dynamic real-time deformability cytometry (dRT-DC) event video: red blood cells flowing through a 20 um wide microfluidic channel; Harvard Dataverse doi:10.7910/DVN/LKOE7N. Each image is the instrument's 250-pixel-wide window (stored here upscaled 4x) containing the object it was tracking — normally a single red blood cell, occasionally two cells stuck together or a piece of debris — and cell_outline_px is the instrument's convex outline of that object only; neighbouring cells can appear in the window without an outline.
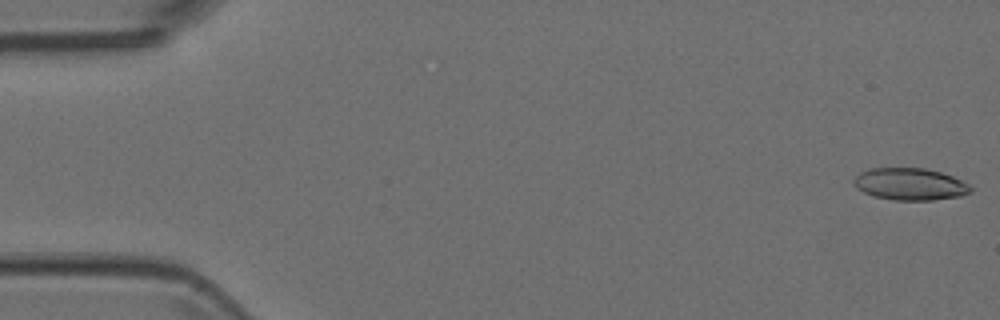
{"species": "Egyptian fruit bat (a non-hibernating species)", "species_latin": "Rousettus aegyptiacus", "temperature_condition": "room temperature", "stored_images_in_passage": 5, "camera_frame_rate_fps": 3000, "um_per_image_px": 0.085, "animal": {"sex": "female"}, "frame": {"image": 1, "passage_image": 1, "time_ms": 0.0, "image_size_px": [1000, 320], "cell_outline_px": [[972, 192], [960, 196], [932, 200], [892, 200], [872, 196], [856, 188], [852, 184], [852, 180], [860, 172], [868, 168], [924, 168], [940, 172], [952, 176], [968, 184], [972, 188]], "centroid_in_image_um": [77.31, 15.65], "position_along_channel_um": 7.7, "area_um2": 21.96}}
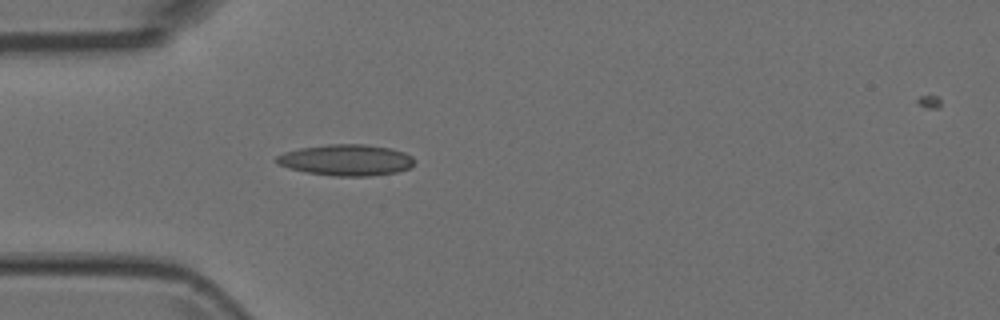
{"frame": {"image": 2, "passage_image": 5, "time_ms": 1.333, "image_size_px": [1000, 320], "cell_outline_px": [[416, 160], [408, 168], [396, 172], [368, 176], [336, 176], [308, 172], [288, 168], [272, 160], [276, 156], [284, 152], [300, 148], [328, 144], [364, 144], [392, 148], [404, 152], [412, 156]], "centroid_in_image_um": [29.42, 13.59], "position_along_channel_um": 55.6, "area_um2": 25.03}}